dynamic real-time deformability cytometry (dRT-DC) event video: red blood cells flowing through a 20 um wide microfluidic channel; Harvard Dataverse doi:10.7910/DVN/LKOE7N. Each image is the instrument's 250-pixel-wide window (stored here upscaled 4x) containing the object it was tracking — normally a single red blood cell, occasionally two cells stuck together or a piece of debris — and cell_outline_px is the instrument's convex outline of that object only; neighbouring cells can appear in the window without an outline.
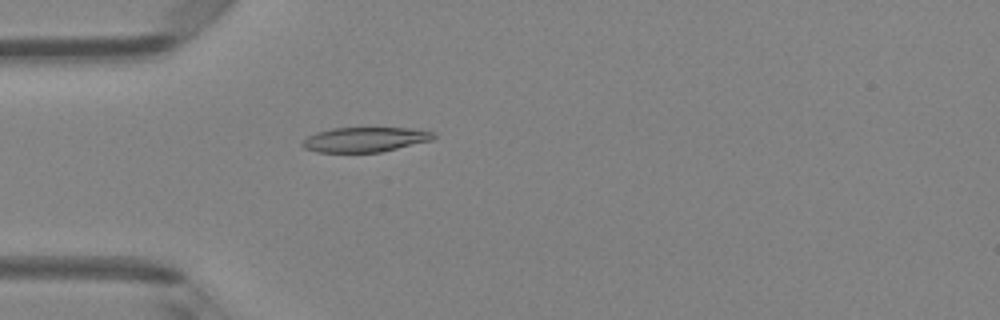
{"species": "Egyptian fruit bat (a non-hibernating species)", "species_latin": "Rousettus aegyptiacus", "temperature_condition": "room temperature", "stored_images_in_passage": 37, "camera_frame_rate_fps": 3000, "um_per_image_px": 0.085, "animal": {"sex": "female"}, "frame": {"image": 1, "passage_image": 2, "time_ms": 0.333, "image_size_px": [1000, 320], "cell_outline_px": [[436, 136], [432, 140], [380, 152], [316, 152], [304, 148], [300, 144], [308, 136], [316, 132], [332, 128], [408, 128], [436, 132]], "centroid_in_image_um": [31.02, 11.86], "position_along_channel_um": 54.0, "area_um2": 18.9}}
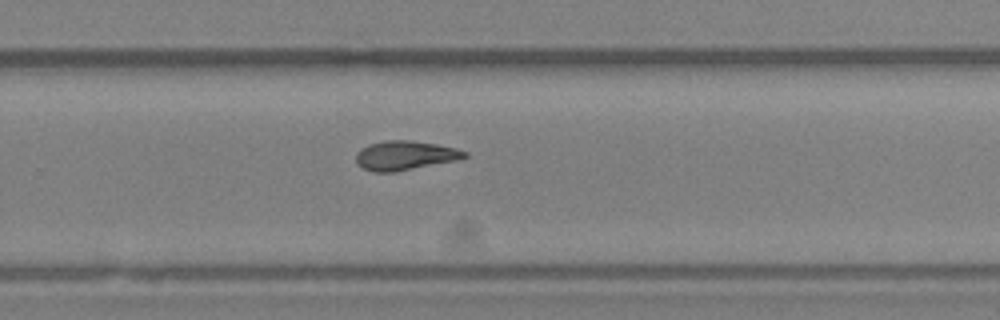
{"frame": {"image": 2, "passage_image": 20, "time_ms": 6.333, "image_size_px": [1000, 320], "cell_outline_px": [[468, 156], [456, 160], [392, 172], [372, 172], [356, 164], [356, 152], [360, 148], [368, 144], [384, 140], [408, 140], [436, 144], [456, 148], [468, 152]], "centroid_in_image_um": [34.38, 13.2], "position_along_channel_um": 295.4, "area_um2": 18.44}}
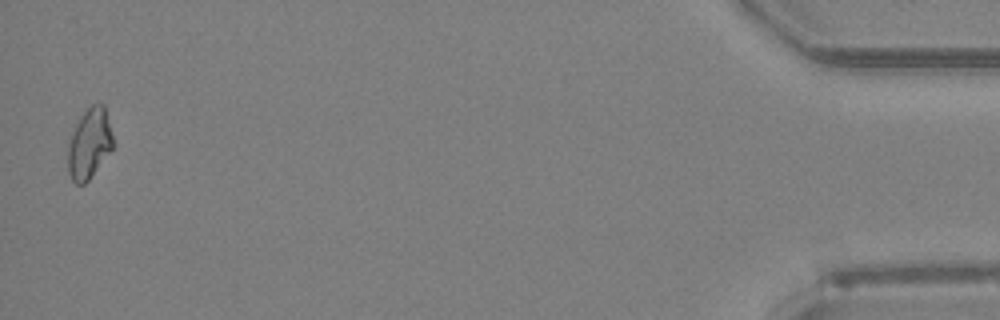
{"frame": {"image": 3, "passage_image": 36, "time_ms": 11.667, "image_size_px": [1000, 320], "cell_outline_px": [[116, 144], [88, 180], [84, 184], [76, 184], [72, 180], [68, 172], [68, 144], [76, 124], [80, 116], [92, 104], [104, 104]], "centroid_in_image_um": [7.62, 12.2], "position_along_channel_um": 427.6, "area_um2": 18.5}, "authors_computed_cell_mechanics": {"area_um2": 18.3226, "velocity_mm_per_s": 4.1527, "shape_relaxation_time_tau1_ms": null, "shape_relaxation_time_tau2_ms": 5.949, "deformation_change_tau1": null, "deformation_change_tau2": 0.127}}